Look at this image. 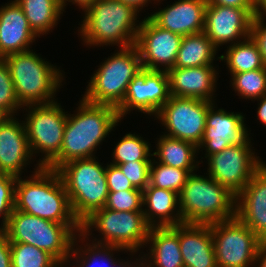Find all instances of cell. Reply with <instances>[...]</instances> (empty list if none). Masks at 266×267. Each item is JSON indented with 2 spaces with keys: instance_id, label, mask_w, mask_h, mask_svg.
I'll use <instances>...</instances> for the list:
<instances>
[{
  "instance_id": "obj_1",
  "label": "cell",
  "mask_w": 266,
  "mask_h": 267,
  "mask_svg": "<svg viewBox=\"0 0 266 267\" xmlns=\"http://www.w3.org/2000/svg\"><path fill=\"white\" fill-rule=\"evenodd\" d=\"M75 114H68L60 153L46 166L58 170L75 159L94 158L97 147L121 122L118 110L110 105L80 100Z\"/></svg>"
},
{
  "instance_id": "obj_2",
  "label": "cell",
  "mask_w": 266,
  "mask_h": 267,
  "mask_svg": "<svg viewBox=\"0 0 266 267\" xmlns=\"http://www.w3.org/2000/svg\"><path fill=\"white\" fill-rule=\"evenodd\" d=\"M29 179L17 177L14 209L62 224H81L74 216L69 196L57 170L38 163Z\"/></svg>"
},
{
  "instance_id": "obj_3",
  "label": "cell",
  "mask_w": 266,
  "mask_h": 267,
  "mask_svg": "<svg viewBox=\"0 0 266 267\" xmlns=\"http://www.w3.org/2000/svg\"><path fill=\"white\" fill-rule=\"evenodd\" d=\"M84 13L78 35L85 46L135 45L141 21L133 6L120 0H96Z\"/></svg>"
},
{
  "instance_id": "obj_4",
  "label": "cell",
  "mask_w": 266,
  "mask_h": 267,
  "mask_svg": "<svg viewBox=\"0 0 266 267\" xmlns=\"http://www.w3.org/2000/svg\"><path fill=\"white\" fill-rule=\"evenodd\" d=\"M3 59L10 70L15 95L22 107L56 101V92L64 80L60 68L57 69L56 65L45 61L31 49L7 55Z\"/></svg>"
},
{
  "instance_id": "obj_5",
  "label": "cell",
  "mask_w": 266,
  "mask_h": 267,
  "mask_svg": "<svg viewBox=\"0 0 266 267\" xmlns=\"http://www.w3.org/2000/svg\"><path fill=\"white\" fill-rule=\"evenodd\" d=\"M1 231L10 242L36 246L66 266L72 260L71 248L75 236L81 233V224L57 223L14 209Z\"/></svg>"
},
{
  "instance_id": "obj_6",
  "label": "cell",
  "mask_w": 266,
  "mask_h": 267,
  "mask_svg": "<svg viewBox=\"0 0 266 267\" xmlns=\"http://www.w3.org/2000/svg\"><path fill=\"white\" fill-rule=\"evenodd\" d=\"M178 197L183 223L211 224L236 216L237 196L209 175L191 173Z\"/></svg>"
},
{
  "instance_id": "obj_7",
  "label": "cell",
  "mask_w": 266,
  "mask_h": 267,
  "mask_svg": "<svg viewBox=\"0 0 266 267\" xmlns=\"http://www.w3.org/2000/svg\"><path fill=\"white\" fill-rule=\"evenodd\" d=\"M94 228L101 234V238L95 237L93 243L120 247L133 256L144 245L147 247L151 227L146 222L143 211H115L104 207L94 211L81 223L78 240L82 243L85 240L87 242V239L89 241Z\"/></svg>"
},
{
  "instance_id": "obj_8",
  "label": "cell",
  "mask_w": 266,
  "mask_h": 267,
  "mask_svg": "<svg viewBox=\"0 0 266 267\" xmlns=\"http://www.w3.org/2000/svg\"><path fill=\"white\" fill-rule=\"evenodd\" d=\"M74 216L82 223L94 211L104 208L108 198L106 167L96 158L75 159L58 170Z\"/></svg>"
},
{
  "instance_id": "obj_9",
  "label": "cell",
  "mask_w": 266,
  "mask_h": 267,
  "mask_svg": "<svg viewBox=\"0 0 266 267\" xmlns=\"http://www.w3.org/2000/svg\"><path fill=\"white\" fill-rule=\"evenodd\" d=\"M98 67L82 98L89 103L118 108L129 83L143 69L139 51L135 45L120 48Z\"/></svg>"
},
{
  "instance_id": "obj_10",
  "label": "cell",
  "mask_w": 266,
  "mask_h": 267,
  "mask_svg": "<svg viewBox=\"0 0 266 267\" xmlns=\"http://www.w3.org/2000/svg\"><path fill=\"white\" fill-rule=\"evenodd\" d=\"M25 107L28 113L23 122L31 154L41 152L38 164L46 167L60 153L68 112L57 101Z\"/></svg>"
},
{
  "instance_id": "obj_11",
  "label": "cell",
  "mask_w": 266,
  "mask_h": 267,
  "mask_svg": "<svg viewBox=\"0 0 266 267\" xmlns=\"http://www.w3.org/2000/svg\"><path fill=\"white\" fill-rule=\"evenodd\" d=\"M218 267L256 266L262 241L237 216L211 223Z\"/></svg>"
},
{
  "instance_id": "obj_12",
  "label": "cell",
  "mask_w": 266,
  "mask_h": 267,
  "mask_svg": "<svg viewBox=\"0 0 266 267\" xmlns=\"http://www.w3.org/2000/svg\"><path fill=\"white\" fill-rule=\"evenodd\" d=\"M251 137L243 144L231 145L207 157V175L238 196L265 163L255 155Z\"/></svg>"
},
{
  "instance_id": "obj_13",
  "label": "cell",
  "mask_w": 266,
  "mask_h": 267,
  "mask_svg": "<svg viewBox=\"0 0 266 267\" xmlns=\"http://www.w3.org/2000/svg\"><path fill=\"white\" fill-rule=\"evenodd\" d=\"M214 102L198 98L172 96L155 116L166 131L164 135L198 146L206 127L209 107Z\"/></svg>"
},
{
  "instance_id": "obj_14",
  "label": "cell",
  "mask_w": 266,
  "mask_h": 267,
  "mask_svg": "<svg viewBox=\"0 0 266 267\" xmlns=\"http://www.w3.org/2000/svg\"><path fill=\"white\" fill-rule=\"evenodd\" d=\"M170 97L167 72L143 68L129 83L123 103L117 110L121 119L131 110L155 117Z\"/></svg>"
},
{
  "instance_id": "obj_15",
  "label": "cell",
  "mask_w": 266,
  "mask_h": 267,
  "mask_svg": "<svg viewBox=\"0 0 266 267\" xmlns=\"http://www.w3.org/2000/svg\"><path fill=\"white\" fill-rule=\"evenodd\" d=\"M182 38L177 33L159 27L149 16L145 17L135 42L143 68L158 71L173 68Z\"/></svg>"
},
{
  "instance_id": "obj_16",
  "label": "cell",
  "mask_w": 266,
  "mask_h": 267,
  "mask_svg": "<svg viewBox=\"0 0 266 267\" xmlns=\"http://www.w3.org/2000/svg\"><path fill=\"white\" fill-rule=\"evenodd\" d=\"M255 16L254 9L207 4L203 32L217 49L224 44L231 46L249 38Z\"/></svg>"
},
{
  "instance_id": "obj_17",
  "label": "cell",
  "mask_w": 266,
  "mask_h": 267,
  "mask_svg": "<svg viewBox=\"0 0 266 267\" xmlns=\"http://www.w3.org/2000/svg\"><path fill=\"white\" fill-rule=\"evenodd\" d=\"M215 106L217 105L214 102L208 109L204 134L197 146L198 151H206L205 158L222 152L231 145L243 144L249 138V131L244 123L246 118L242 113L227 112L222 108L217 110L218 107Z\"/></svg>"
},
{
  "instance_id": "obj_18",
  "label": "cell",
  "mask_w": 266,
  "mask_h": 267,
  "mask_svg": "<svg viewBox=\"0 0 266 267\" xmlns=\"http://www.w3.org/2000/svg\"><path fill=\"white\" fill-rule=\"evenodd\" d=\"M18 120L15 116H6L0 123V173L21 177L33 156L24 122Z\"/></svg>"
},
{
  "instance_id": "obj_19",
  "label": "cell",
  "mask_w": 266,
  "mask_h": 267,
  "mask_svg": "<svg viewBox=\"0 0 266 267\" xmlns=\"http://www.w3.org/2000/svg\"><path fill=\"white\" fill-rule=\"evenodd\" d=\"M236 216L266 243V164L237 196Z\"/></svg>"
},
{
  "instance_id": "obj_20",
  "label": "cell",
  "mask_w": 266,
  "mask_h": 267,
  "mask_svg": "<svg viewBox=\"0 0 266 267\" xmlns=\"http://www.w3.org/2000/svg\"><path fill=\"white\" fill-rule=\"evenodd\" d=\"M166 72L172 96L198 98L215 102L214 95L219 73L214 65L171 68Z\"/></svg>"
},
{
  "instance_id": "obj_21",
  "label": "cell",
  "mask_w": 266,
  "mask_h": 267,
  "mask_svg": "<svg viewBox=\"0 0 266 267\" xmlns=\"http://www.w3.org/2000/svg\"><path fill=\"white\" fill-rule=\"evenodd\" d=\"M206 0H178L164 9L150 14V18L161 28L181 36L202 33Z\"/></svg>"
},
{
  "instance_id": "obj_22",
  "label": "cell",
  "mask_w": 266,
  "mask_h": 267,
  "mask_svg": "<svg viewBox=\"0 0 266 267\" xmlns=\"http://www.w3.org/2000/svg\"><path fill=\"white\" fill-rule=\"evenodd\" d=\"M37 37L15 0L0 7V58L30 50Z\"/></svg>"
},
{
  "instance_id": "obj_23",
  "label": "cell",
  "mask_w": 266,
  "mask_h": 267,
  "mask_svg": "<svg viewBox=\"0 0 266 267\" xmlns=\"http://www.w3.org/2000/svg\"><path fill=\"white\" fill-rule=\"evenodd\" d=\"M179 244L184 267H218L211 224H179Z\"/></svg>"
},
{
  "instance_id": "obj_24",
  "label": "cell",
  "mask_w": 266,
  "mask_h": 267,
  "mask_svg": "<svg viewBox=\"0 0 266 267\" xmlns=\"http://www.w3.org/2000/svg\"><path fill=\"white\" fill-rule=\"evenodd\" d=\"M143 214L151 228L173 227L183 223L178 194L151 185L143 190Z\"/></svg>"
},
{
  "instance_id": "obj_25",
  "label": "cell",
  "mask_w": 266,
  "mask_h": 267,
  "mask_svg": "<svg viewBox=\"0 0 266 267\" xmlns=\"http://www.w3.org/2000/svg\"><path fill=\"white\" fill-rule=\"evenodd\" d=\"M148 254H143L145 267H184L179 244V224L152 227L147 238Z\"/></svg>"
},
{
  "instance_id": "obj_26",
  "label": "cell",
  "mask_w": 266,
  "mask_h": 267,
  "mask_svg": "<svg viewBox=\"0 0 266 267\" xmlns=\"http://www.w3.org/2000/svg\"><path fill=\"white\" fill-rule=\"evenodd\" d=\"M77 239H78V234L74 238L70 254V258L72 259L74 258L73 260L77 261L75 264L76 267H97V266L104 267V265L105 267H145L144 257L140 256V254L138 255L139 258H136V260L133 262H131V260L128 259L127 261L123 259L122 260L117 259L118 261H116V257L114 256L115 251L116 253L117 251L119 252L121 251L127 252V251L120 247L95 244L93 242L92 245L91 243L89 244L86 243L84 247L83 246L80 247L76 246L78 245V242H80Z\"/></svg>"
},
{
  "instance_id": "obj_27",
  "label": "cell",
  "mask_w": 266,
  "mask_h": 267,
  "mask_svg": "<svg viewBox=\"0 0 266 267\" xmlns=\"http://www.w3.org/2000/svg\"><path fill=\"white\" fill-rule=\"evenodd\" d=\"M156 143L157 150L152 157H156L157 162L181 169L199 168L200 161L196 157L200 151L194 143L166 135H161Z\"/></svg>"
},
{
  "instance_id": "obj_28",
  "label": "cell",
  "mask_w": 266,
  "mask_h": 267,
  "mask_svg": "<svg viewBox=\"0 0 266 267\" xmlns=\"http://www.w3.org/2000/svg\"><path fill=\"white\" fill-rule=\"evenodd\" d=\"M216 51L218 49L204 32L183 36L173 68L214 65Z\"/></svg>"
},
{
  "instance_id": "obj_29",
  "label": "cell",
  "mask_w": 266,
  "mask_h": 267,
  "mask_svg": "<svg viewBox=\"0 0 266 267\" xmlns=\"http://www.w3.org/2000/svg\"><path fill=\"white\" fill-rule=\"evenodd\" d=\"M22 8L30 27L40 37L57 26L63 10L60 0H15ZM59 20V21H58Z\"/></svg>"
},
{
  "instance_id": "obj_30",
  "label": "cell",
  "mask_w": 266,
  "mask_h": 267,
  "mask_svg": "<svg viewBox=\"0 0 266 267\" xmlns=\"http://www.w3.org/2000/svg\"><path fill=\"white\" fill-rule=\"evenodd\" d=\"M218 59L226 62L231 75L266 67L256 44L250 37L227 46L226 53L220 55Z\"/></svg>"
},
{
  "instance_id": "obj_31",
  "label": "cell",
  "mask_w": 266,
  "mask_h": 267,
  "mask_svg": "<svg viewBox=\"0 0 266 267\" xmlns=\"http://www.w3.org/2000/svg\"><path fill=\"white\" fill-rule=\"evenodd\" d=\"M149 185L171 190L178 195L187 182V178L197 169H181L164 165L151 158Z\"/></svg>"
},
{
  "instance_id": "obj_32",
  "label": "cell",
  "mask_w": 266,
  "mask_h": 267,
  "mask_svg": "<svg viewBox=\"0 0 266 267\" xmlns=\"http://www.w3.org/2000/svg\"><path fill=\"white\" fill-rule=\"evenodd\" d=\"M150 143L138 134L127 133L118 141L112 152V165L135 161H152Z\"/></svg>"
},
{
  "instance_id": "obj_33",
  "label": "cell",
  "mask_w": 266,
  "mask_h": 267,
  "mask_svg": "<svg viewBox=\"0 0 266 267\" xmlns=\"http://www.w3.org/2000/svg\"><path fill=\"white\" fill-rule=\"evenodd\" d=\"M231 76V86L242 99L252 101L266 95V67Z\"/></svg>"
},
{
  "instance_id": "obj_34",
  "label": "cell",
  "mask_w": 266,
  "mask_h": 267,
  "mask_svg": "<svg viewBox=\"0 0 266 267\" xmlns=\"http://www.w3.org/2000/svg\"><path fill=\"white\" fill-rule=\"evenodd\" d=\"M12 267H60L61 264L47 251L36 246L10 242Z\"/></svg>"
},
{
  "instance_id": "obj_35",
  "label": "cell",
  "mask_w": 266,
  "mask_h": 267,
  "mask_svg": "<svg viewBox=\"0 0 266 267\" xmlns=\"http://www.w3.org/2000/svg\"><path fill=\"white\" fill-rule=\"evenodd\" d=\"M22 105L19 103L10 70L4 59L0 58V110L7 116H17Z\"/></svg>"
},
{
  "instance_id": "obj_36",
  "label": "cell",
  "mask_w": 266,
  "mask_h": 267,
  "mask_svg": "<svg viewBox=\"0 0 266 267\" xmlns=\"http://www.w3.org/2000/svg\"><path fill=\"white\" fill-rule=\"evenodd\" d=\"M105 208L115 211H143V191L109 192Z\"/></svg>"
},
{
  "instance_id": "obj_37",
  "label": "cell",
  "mask_w": 266,
  "mask_h": 267,
  "mask_svg": "<svg viewBox=\"0 0 266 267\" xmlns=\"http://www.w3.org/2000/svg\"><path fill=\"white\" fill-rule=\"evenodd\" d=\"M17 177L8 173H0V217L2 230L8 223L14 210L15 184Z\"/></svg>"
},
{
  "instance_id": "obj_38",
  "label": "cell",
  "mask_w": 266,
  "mask_h": 267,
  "mask_svg": "<svg viewBox=\"0 0 266 267\" xmlns=\"http://www.w3.org/2000/svg\"><path fill=\"white\" fill-rule=\"evenodd\" d=\"M151 161H135L117 165L131 184L140 190L149 185V170Z\"/></svg>"
},
{
  "instance_id": "obj_39",
  "label": "cell",
  "mask_w": 266,
  "mask_h": 267,
  "mask_svg": "<svg viewBox=\"0 0 266 267\" xmlns=\"http://www.w3.org/2000/svg\"><path fill=\"white\" fill-rule=\"evenodd\" d=\"M106 181L109 192L140 190L131 184L118 166L112 164L106 166Z\"/></svg>"
},
{
  "instance_id": "obj_40",
  "label": "cell",
  "mask_w": 266,
  "mask_h": 267,
  "mask_svg": "<svg viewBox=\"0 0 266 267\" xmlns=\"http://www.w3.org/2000/svg\"><path fill=\"white\" fill-rule=\"evenodd\" d=\"M264 15L266 16V14H258L254 17L249 37L256 44L266 66V23H264Z\"/></svg>"
},
{
  "instance_id": "obj_41",
  "label": "cell",
  "mask_w": 266,
  "mask_h": 267,
  "mask_svg": "<svg viewBox=\"0 0 266 267\" xmlns=\"http://www.w3.org/2000/svg\"><path fill=\"white\" fill-rule=\"evenodd\" d=\"M0 267H12L10 241L1 230H0Z\"/></svg>"
},
{
  "instance_id": "obj_42",
  "label": "cell",
  "mask_w": 266,
  "mask_h": 267,
  "mask_svg": "<svg viewBox=\"0 0 266 267\" xmlns=\"http://www.w3.org/2000/svg\"><path fill=\"white\" fill-rule=\"evenodd\" d=\"M207 4L236 7L241 9H254L252 0H206Z\"/></svg>"
},
{
  "instance_id": "obj_43",
  "label": "cell",
  "mask_w": 266,
  "mask_h": 267,
  "mask_svg": "<svg viewBox=\"0 0 266 267\" xmlns=\"http://www.w3.org/2000/svg\"><path fill=\"white\" fill-rule=\"evenodd\" d=\"M95 1L96 0H60V5L64 12V8H66L65 6L68 5L67 2H72V4H76V6H79V8L85 12Z\"/></svg>"
},
{
  "instance_id": "obj_44",
  "label": "cell",
  "mask_w": 266,
  "mask_h": 267,
  "mask_svg": "<svg viewBox=\"0 0 266 267\" xmlns=\"http://www.w3.org/2000/svg\"><path fill=\"white\" fill-rule=\"evenodd\" d=\"M256 100L260 101V103L258 102L259 107L257 108V119L260 123L262 122V124L266 126V95Z\"/></svg>"
},
{
  "instance_id": "obj_45",
  "label": "cell",
  "mask_w": 266,
  "mask_h": 267,
  "mask_svg": "<svg viewBox=\"0 0 266 267\" xmlns=\"http://www.w3.org/2000/svg\"><path fill=\"white\" fill-rule=\"evenodd\" d=\"M121 2H124V3H126V4H128V5H130V6H133L136 10H138V11H141L144 7H145V5H146V7H147V5H149V4H147V3H152L151 1L152 0H120ZM154 2H160V1H162V0H153Z\"/></svg>"
},
{
  "instance_id": "obj_46",
  "label": "cell",
  "mask_w": 266,
  "mask_h": 267,
  "mask_svg": "<svg viewBox=\"0 0 266 267\" xmlns=\"http://www.w3.org/2000/svg\"><path fill=\"white\" fill-rule=\"evenodd\" d=\"M255 264H258L257 267H266V243H262L259 248Z\"/></svg>"
},
{
  "instance_id": "obj_47",
  "label": "cell",
  "mask_w": 266,
  "mask_h": 267,
  "mask_svg": "<svg viewBox=\"0 0 266 267\" xmlns=\"http://www.w3.org/2000/svg\"><path fill=\"white\" fill-rule=\"evenodd\" d=\"M255 14H266V0H252Z\"/></svg>"
},
{
  "instance_id": "obj_48",
  "label": "cell",
  "mask_w": 266,
  "mask_h": 267,
  "mask_svg": "<svg viewBox=\"0 0 266 267\" xmlns=\"http://www.w3.org/2000/svg\"><path fill=\"white\" fill-rule=\"evenodd\" d=\"M6 116L7 115L0 110V123L4 120V118H6Z\"/></svg>"
}]
</instances>
